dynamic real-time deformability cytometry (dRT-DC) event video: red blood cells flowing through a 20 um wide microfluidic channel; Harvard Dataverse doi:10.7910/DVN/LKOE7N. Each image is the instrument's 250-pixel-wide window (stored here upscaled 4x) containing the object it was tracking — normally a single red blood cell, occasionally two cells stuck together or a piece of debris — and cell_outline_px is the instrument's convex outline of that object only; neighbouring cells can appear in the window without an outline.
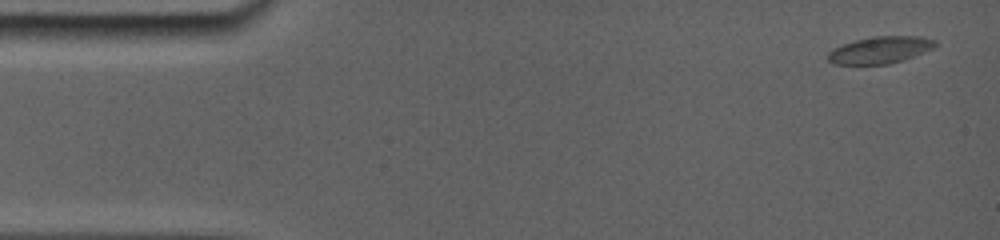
{"species": "common noctule bat (a hibernating species)", "species_latin": "Nyctalus noctula", "temperature_condition": "room temperature", "stored_images_in_passage": 19, "camera_frame_rate_fps": 5000, "um_per_image_px": 0.085, "animal": {"sex": "female", "body_mass_g": 19.0, "forearm_length_mm": 56.7}, "frame": {"image": 1, "passage_image": 1, "time_ms": 0.0, "image_size_px": [1000, 240], "cell_outline_px": [[936, 48], [904, 60], [888, 64], [832, 64], [828, 60], [828, 52], [832, 48], [856, 40], [876, 36], [920, 36], [936, 40]], "centroid_in_image_um": [74.84, 4.25], "position_along_channel_um": 10.2, "area_um2": 16.94}}
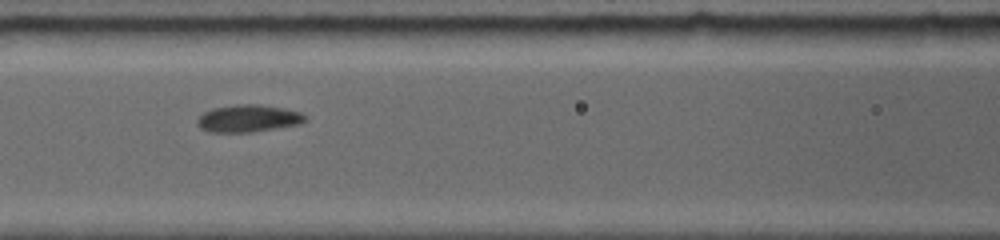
{"frame": {"image": 2, "passage_image": 11, "time_ms": 6.4, "image_size_px": [1000, 240], "cell_outline_px": [[304, 120], [296, 124], [248, 132], [212, 132], [204, 128], [196, 120], [204, 112], [216, 108], [236, 104], [260, 104], [284, 108], [300, 112], [304, 116]], "centroid_in_image_um": [21.08, 10.04], "position_along_channel_um": 145.5, "area_um2": 16.47}}
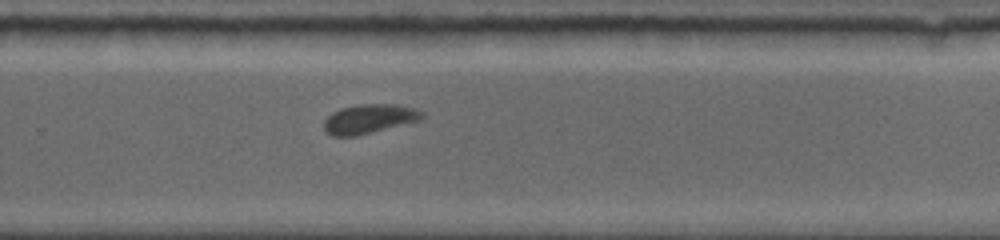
{"frame": {"image": 3, "passage_image": 19, "time_ms": 10.4, "image_size_px": [1000, 240], "cell_outline_px": [[424, 116], [420, 120], [356, 136], [332, 136], [324, 132], [324, 120], [332, 112], [340, 108], [360, 104], [396, 104], [416, 108], [424, 112]], "centroid_in_image_um": [31.37, 10.1], "position_along_channel_um": 298.4, "area_um2": 16.82}}